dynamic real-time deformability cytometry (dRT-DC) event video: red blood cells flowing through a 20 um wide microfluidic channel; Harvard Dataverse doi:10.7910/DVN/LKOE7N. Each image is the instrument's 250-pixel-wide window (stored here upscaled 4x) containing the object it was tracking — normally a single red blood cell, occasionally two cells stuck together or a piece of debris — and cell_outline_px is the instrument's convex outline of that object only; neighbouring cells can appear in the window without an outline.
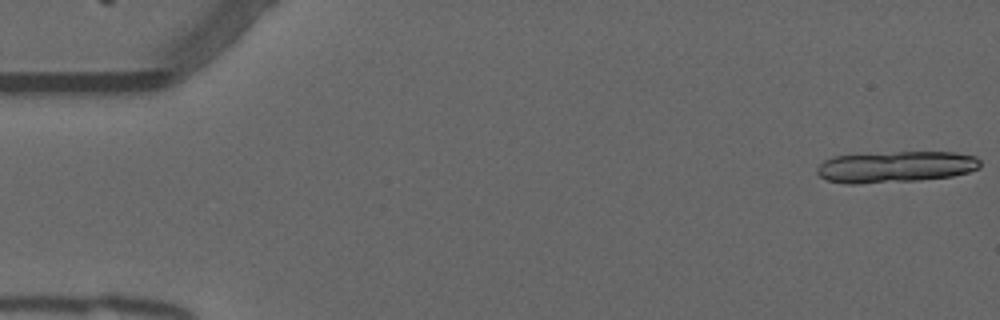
{"species": "common noctule bat (a hibernating species)", "species_latin": "Nyctalus noctula", "temperature_condition": "warm", "stored_images_in_passage": 17, "camera_frame_rate_fps": 3000, "um_per_image_px": 0.085, "animal": {"sex": "male", "forearm_length_mm": 52.5}, "frame": {"image": 1, "passage_image": 1, "time_ms": 0.0, "image_size_px": [1000, 320], "cell_outline_px": [[980, 168], [968, 172], [952, 176], [920, 180], [856, 184], [848, 184], [828, 180], [820, 176], [816, 172], [816, 168], [824, 160], [832, 156], [896, 152], [956, 152], [976, 156], [980, 160]], "centroid_in_image_um": [76.14, 14.18], "position_along_channel_um": 8.9, "area_um2": 29.88}}